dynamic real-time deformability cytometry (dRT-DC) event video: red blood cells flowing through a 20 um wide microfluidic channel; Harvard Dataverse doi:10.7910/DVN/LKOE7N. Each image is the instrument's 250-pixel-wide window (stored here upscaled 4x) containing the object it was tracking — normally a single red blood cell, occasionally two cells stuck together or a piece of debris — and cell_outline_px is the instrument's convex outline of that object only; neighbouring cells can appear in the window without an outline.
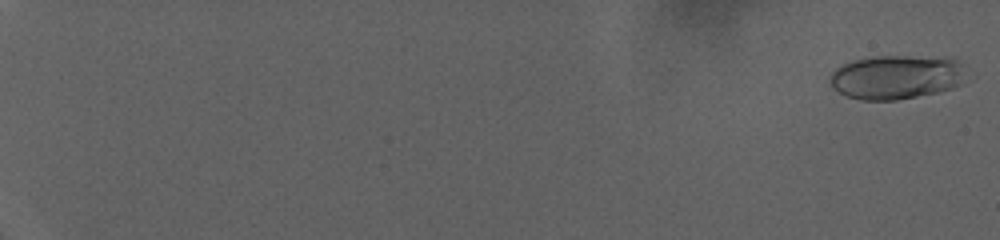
{"species": "human", "species_latin": "Homo sapiens", "temperature_condition": "warm", "stored_images_in_passage": 85, "camera_frame_rate_fps": 3000, "um_per_image_px": 0.085, "donor": {"sex": "female"}, "frame": {"image": 1, "passage_image": 3, "time_ms": 0.667, "image_size_px": [1000, 240], "cell_outline_px": [[968, 76], [960, 84], [952, 88], [940, 92], [896, 100], [860, 100], [848, 96], [832, 88], [828, 84], [828, 76], [836, 68], [852, 60], [872, 56], [952, 56], [960, 64]], "centroid_in_image_um": [76.2, 6.54], "position_along_channel_um": 8.8, "area_um2": 35.72}}
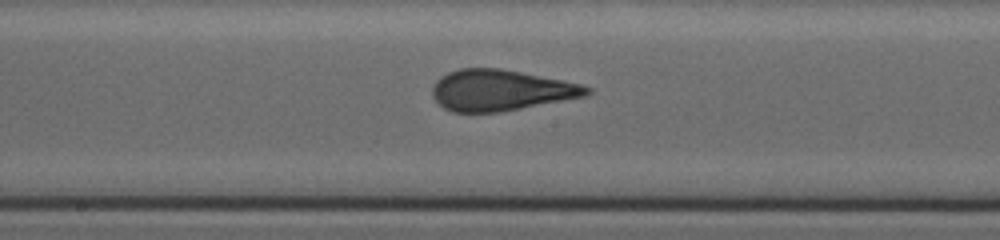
{"frame": {"image": 2, "passage_image": 53, "time_ms": 17.333, "image_size_px": [1000, 240], "cell_outline_px": [[592, 92], [588, 96], [500, 112], [452, 112], [444, 108], [432, 96], [432, 88], [436, 80], [440, 76], [448, 72], [460, 68], [500, 68], [580, 84], [592, 88]], "centroid_in_image_um": [42.55, 7.67], "position_along_channel_um": 205.7, "area_um2": 36.82}}
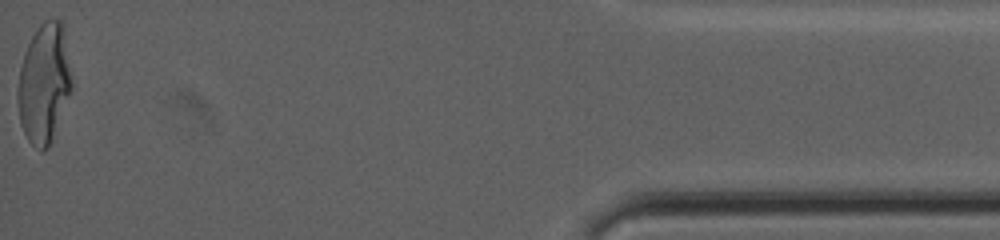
{"frame": {"image": 3, "passage_image": 85, "time_ms": 28.0, "image_size_px": [1000, 240], "cell_outline_px": [[72, 88], [48, 148], [44, 152], [40, 152], [28, 140], [20, 124], [20, 68], [28, 44], [32, 36], [40, 24], [44, 20], [60, 20], [64, 24], [72, 84]], "centroid_in_image_um": [3.78, 7.07], "position_along_channel_um": 431.4, "area_um2": 36.65}}